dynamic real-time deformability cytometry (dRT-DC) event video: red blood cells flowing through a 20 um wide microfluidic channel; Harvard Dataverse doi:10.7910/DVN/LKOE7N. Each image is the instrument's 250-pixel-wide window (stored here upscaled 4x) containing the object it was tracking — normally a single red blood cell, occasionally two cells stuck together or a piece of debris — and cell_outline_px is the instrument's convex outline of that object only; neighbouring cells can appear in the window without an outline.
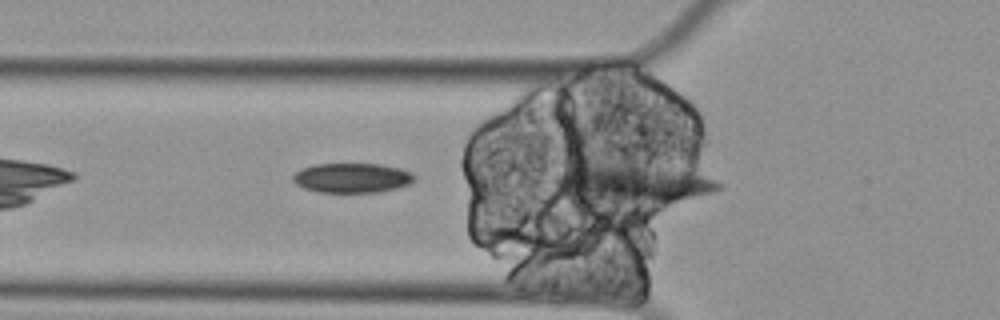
{"species": "Egyptian fruit bat (a non-hibernating species)", "species_latin": "Rousettus aegyptiacus", "temperature_condition": "cold", "stored_images_in_passage": 7, "segment_of_instrument_passage": [1, 2], "camera_frame_rate_fps": 3000, "um_per_image_px": 0.085, "animal": {"sex": "female"}, "frame": {"image": 1, "passage_image": 5, "time_ms": 1.333, "image_size_px": [1000, 320], "cell_outline_px": [[720, 188], [712, 192], [656, 208], [600, 208], [568, 200], [556, 180], [556, 172], [564, 168], [608, 164], [616, 164], [688, 172], [712, 180], [720, 184]], "centroid_in_image_um": [53.61, 15.81], "position_along_channel_um": 72.2, "area_um2": 39.19}}